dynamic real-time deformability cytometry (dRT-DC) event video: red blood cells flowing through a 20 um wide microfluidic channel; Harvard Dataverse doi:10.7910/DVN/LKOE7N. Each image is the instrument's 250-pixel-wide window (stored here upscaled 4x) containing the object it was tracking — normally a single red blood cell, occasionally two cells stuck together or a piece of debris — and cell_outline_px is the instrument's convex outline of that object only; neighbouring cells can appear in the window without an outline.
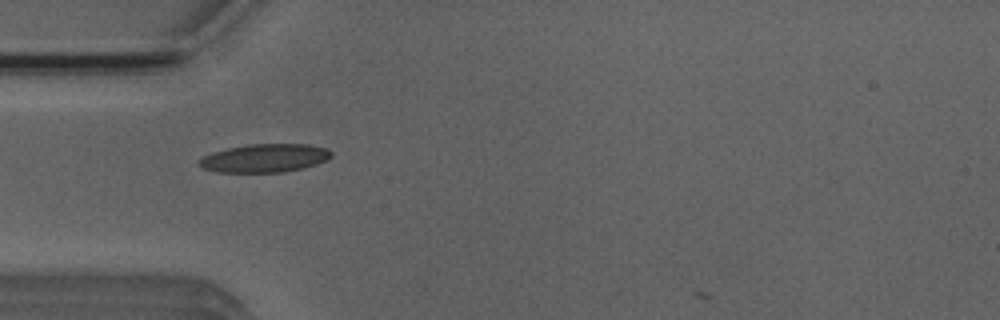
{"species": "Egyptian fruit bat (a non-hibernating species)", "species_latin": "Rousettus aegyptiacus", "temperature_condition": "room temperature", "stored_images_in_passage": 4, "camera_frame_rate_fps": 3000, "um_per_image_px": 0.085, "animal": {"sex": "male"}, "frame": {"image": 1, "passage_image": 1, "time_ms": 0.0, "image_size_px": [1000, 320], "cell_outline_px": [[332, 156], [328, 160], [304, 168], [284, 172], [216, 172], [204, 168], [196, 164], [196, 160], [212, 152], [228, 148], [248, 144], [308, 144], [324, 148], [332, 152]], "centroid_in_image_um": [22.48, 13.44], "position_along_channel_um": 62.5, "area_um2": 21.96}}
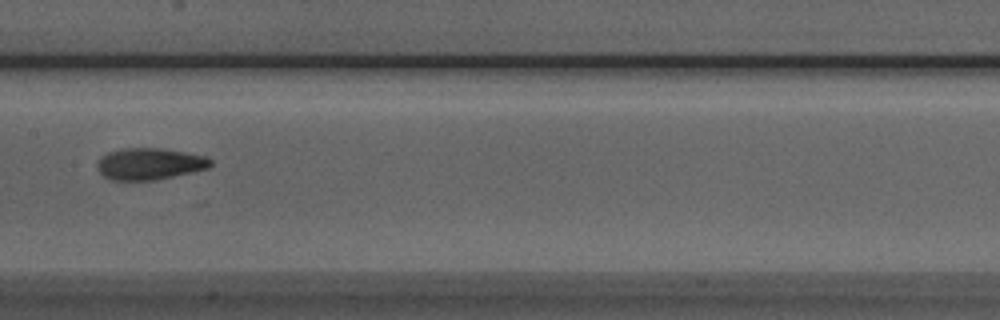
{"frame": {"image": 2, "passage_image": 4, "time_ms": 3.333, "image_size_px": [1000, 320], "cell_outline_px": [[212, 164], [208, 168], [192, 172], [152, 180], [112, 180], [104, 176], [96, 168], [96, 164], [100, 156], [108, 152], [124, 148], [160, 148], [184, 152], [204, 156], [212, 160]], "centroid_in_image_um": [12.67, 13.92], "position_along_channel_um": 194.7, "area_um2": 20.81}}